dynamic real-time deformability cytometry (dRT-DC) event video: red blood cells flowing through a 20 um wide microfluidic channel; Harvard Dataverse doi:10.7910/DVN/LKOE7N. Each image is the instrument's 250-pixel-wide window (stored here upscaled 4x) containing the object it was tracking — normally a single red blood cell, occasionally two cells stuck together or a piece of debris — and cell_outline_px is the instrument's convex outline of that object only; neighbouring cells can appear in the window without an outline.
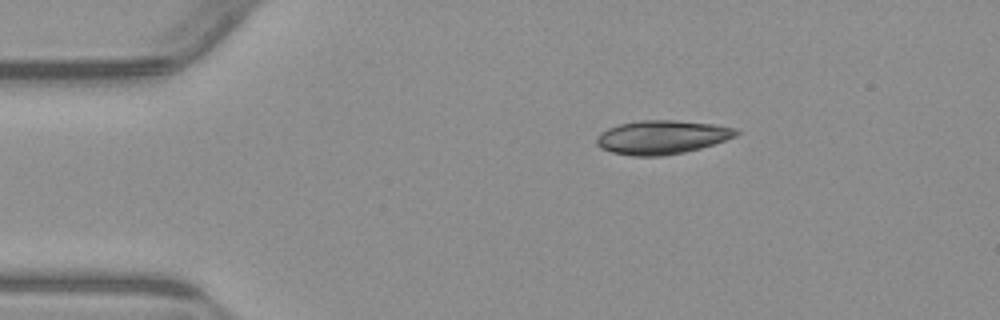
{"species": "common noctule bat (a hibernating species)", "species_latin": "Nyctalus noctula", "temperature_condition": "warm", "stored_images_in_passage": 45, "camera_frame_rate_fps": 3000, "um_per_image_px": 0.085, "animal": {"sex": "male", "body_mass_g": 23.1, "forearm_length_mm": 52.7}, "frame": {"image": 1, "passage_image": 1, "time_ms": 0.0, "image_size_px": [1000, 320], "cell_outline_px": [[740, 132], [736, 136], [700, 148], [684, 152], [664, 156], [632, 156], [612, 152], [600, 148], [596, 144], [596, 140], [608, 128], [620, 124], [644, 120], [672, 120], [712, 124], [736, 128]], "centroid_in_image_um": [56.27, 11.67], "position_along_channel_um": 28.7, "area_um2": 27.11}}
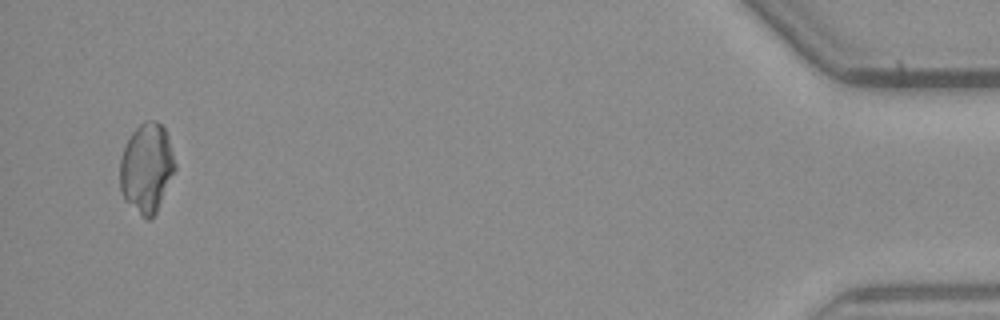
{"frame": {"image": 2, "passage_image": 43, "time_ms": 14.0, "image_size_px": [1000, 320], "cell_outline_px": [[176, 168], [156, 212], [152, 220], [144, 220], [124, 200], [120, 192], [120, 160], [124, 148], [132, 132], [144, 120], [156, 120], [164, 128], [168, 136], [176, 164]], "centroid_in_image_um": [12.45, 14.31], "position_along_channel_um": 422.7, "area_um2": 28.9}}